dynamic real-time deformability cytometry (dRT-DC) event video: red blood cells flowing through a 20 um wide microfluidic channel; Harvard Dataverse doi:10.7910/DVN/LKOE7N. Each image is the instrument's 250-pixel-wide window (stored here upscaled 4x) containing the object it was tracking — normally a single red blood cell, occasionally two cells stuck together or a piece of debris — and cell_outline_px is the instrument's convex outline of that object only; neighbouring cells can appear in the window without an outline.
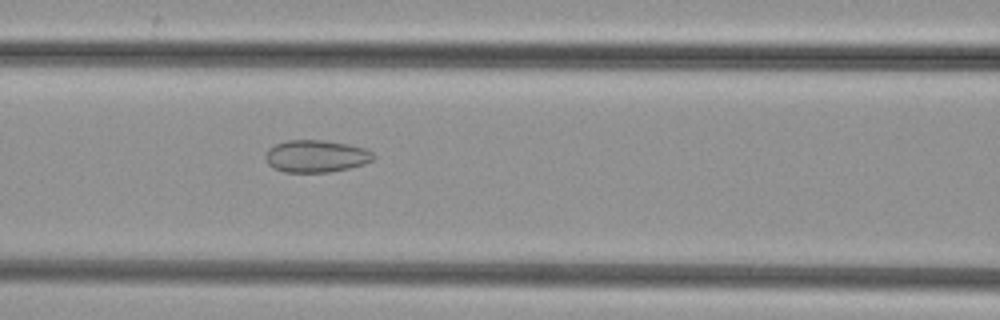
{"species": "common noctule bat (a hibernating species)", "species_latin": "Nyctalus noctula", "temperature_condition": "cold", "stored_images_in_passage": 51, "camera_frame_rate_fps": 3000, "um_per_image_px": 0.085, "animal": {"sex": "female", "body_mass_g": 29.2, "forearm_length_mm": 56.3}, "frame": {"image": 1, "passage_image": 22, "time_ms": 7.0, "image_size_px": [1000, 320], "cell_outline_px": [[376, 156], [372, 160], [364, 164], [348, 168], [328, 172], [284, 172], [272, 168], [268, 164], [264, 156], [268, 148], [276, 144], [288, 140], [320, 140], [348, 144], [368, 148]], "centroid_in_image_um": [26.86, 13.27], "position_along_channel_um": 139.7, "area_um2": 20.4}}
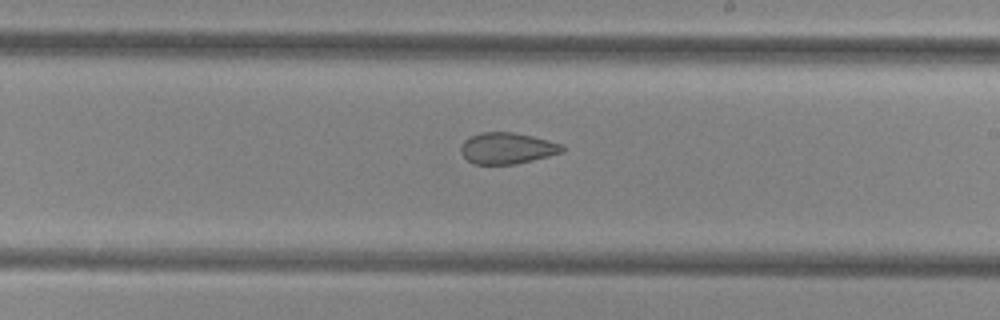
{"frame": {"image": 2, "passage_image": 30, "time_ms": 9.667, "image_size_px": [1000, 320], "cell_outline_px": [[564, 152], [516, 164], [472, 164], [460, 152], [460, 144], [468, 136], [480, 132], [512, 132], [532, 136], [564, 144]], "centroid_in_image_um": [43.08, 12.59], "position_along_channel_um": 245.9, "area_um2": 18.67}}
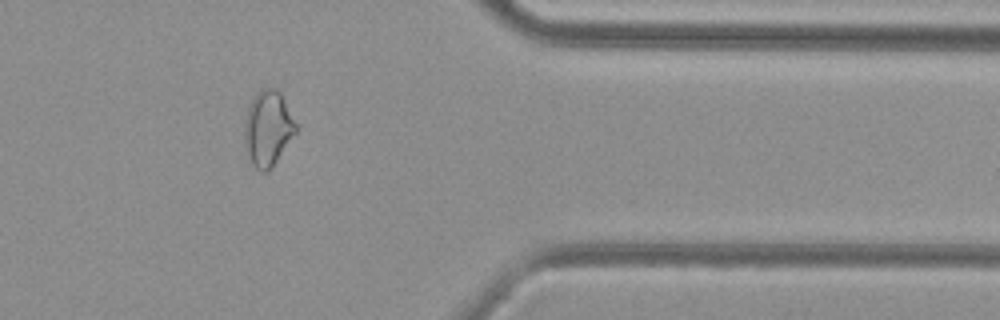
{"frame": {"image": 3, "passage_image": 42, "time_ms": 13.667, "image_size_px": [1000, 320], "cell_outline_px": [[296, 132], [272, 168], [264, 172], [260, 172], [252, 164], [244, 144], [244, 120], [248, 104], [256, 92], [260, 88], [276, 88], [280, 92], [296, 124]], "centroid_in_image_um": [22.74, 10.9], "position_along_channel_um": 388.7, "area_um2": 22.66}}